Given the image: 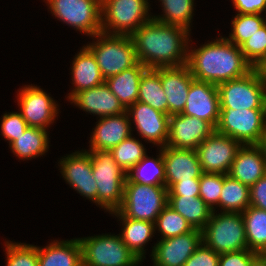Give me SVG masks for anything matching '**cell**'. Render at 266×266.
I'll return each instance as SVG.
<instances>
[{
    "mask_svg": "<svg viewBox=\"0 0 266 266\" xmlns=\"http://www.w3.org/2000/svg\"><path fill=\"white\" fill-rule=\"evenodd\" d=\"M137 101L168 114V102L161 83V68H147L143 72L139 83Z\"/></svg>",
    "mask_w": 266,
    "mask_h": 266,
    "instance_id": "cell-29",
    "label": "cell"
},
{
    "mask_svg": "<svg viewBox=\"0 0 266 266\" xmlns=\"http://www.w3.org/2000/svg\"><path fill=\"white\" fill-rule=\"evenodd\" d=\"M201 243L202 231L199 229L160 239L152 249L154 266H184Z\"/></svg>",
    "mask_w": 266,
    "mask_h": 266,
    "instance_id": "cell-14",
    "label": "cell"
},
{
    "mask_svg": "<svg viewBox=\"0 0 266 266\" xmlns=\"http://www.w3.org/2000/svg\"><path fill=\"white\" fill-rule=\"evenodd\" d=\"M38 266H83L79 239L56 240L45 248L38 247Z\"/></svg>",
    "mask_w": 266,
    "mask_h": 266,
    "instance_id": "cell-25",
    "label": "cell"
},
{
    "mask_svg": "<svg viewBox=\"0 0 266 266\" xmlns=\"http://www.w3.org/2000/svg\"><path fill=\"white\" fill-rule=\"evenodd\" d=\"M193 80L187 63L161 68V83L168 102V115L182 113Z\"/></svg>",
    "mask_w": 266,
    "mask_h": 266,
    "instance_id": "cell-20",
    "label": "cell"
},
{
    "mask_svg": "<svg viewBox=\"0 0 266 266\" xmlns=\"http://www.w3.org/2000/svg\"><path fill=\"white\" fill-rule=\"evenodd\" d=\"M129 117L141 136L150 143L163 148L167 144L169 115L162 113L150 105L136 101L127 110Z\"/></svg>",
    "mask_w": 266,
    "mask_h": 266,
    "instance_id": "cell-18",
    "label": "cell"
},
{
    "mask_svg": "<svg viewBox=\"0 0 266 266\" xmlns=\"http://www.w3.org/2000/svg\"><path fill=\"white\" fill-rule=\"evenodd\" d=\"M202 242L218 254L248 249L242 213L212 211Z\"/></svg>",
    "mask_w": 266,
    "mask_h": 266,
    "instance_id": "cell-5",
    "label": "cell"
},
{
    "mask_svg": "<svg viewBox=\"0 0 266 266\" xmlns=\"http://www.w3.org/2000/svg\"><path fill=\"white\" fill-rule=\"evenodd\" d=\"M6 242L7 266H38V246Z\"/></svg>",
    "mask_w": 266,
    "mask_h": 266,
    "instance_id": "cell-38",
    "label": "cell"
},
{
    "mask_svg": "<svg viewBox=\"0 0 266 266\" xmlns=\"http://www.w3.org/2000/svg\"><path fill=\"white\" fill-rule=\"evenodd\" d=\"M190 31L153 18L132 35L138 62L146 68L176 67L188 62Z\"/></svg>",
    "mask_w": 266,
    "mask_h": 266,
    "instance_id": "cell-1",
    "label": "cell"
},
{
    "mask_svg": "<svg viewBox=\"0 0 266 266\" xmlns=\"http://www.w3.org/2000/svg\"><path fill=\"white\" fill-rule=\"evenodd\" d=\"M160 149L157 159L148 157L146 154L142 160L127 172V178L131 182L142 185H165L163 148Z\"/></svg>",
    "mask_w": 266,
    "mask_h": 266,
    "instance_id": "cell-33",
    "label": "cell"
},
{
    "mask_svg": "<svg viewBox=\"0 0 266 266\" xmlns=\"http://www.w3.org/2000/svg\"><path fill=\"white\" fill-rule=\"evenodd\" d=\"M161 232V239L179 236L193 231L191 224L168 204L155 221V229Z\"/></svg>",
    "mask_w": 266,
    "mask_h": 266,
    "instance_id": "cell-35",
    "label": "cell"
},
{
    "mask_svg": "<svg viewBox=\"0 0 266 266\" xmlns=\"http://www.w3.org/2000/svg\"><path fill=\"white\" fill-rule=\"evenodd\" d=\"M98 121L89 141L91 142L89 150L110 151L132 135V120L127 111L114 116L102 117Z\"/></svg>",
    "mask_w": 266,
    "mask_h": 266,
    "instance_id": "cell-22",
    "label": "cell"
},
{
    "mask_svg": "<svg viewBox=\"0 0 266 266\" xmlns=\"http://www.w3.org/2000/svg\"><path fill=\"white\" fill-rule=\"evenodd\" d=\"M241 146L237 140L215 130L196 149L202 171L228 174Z\"/></svg>",
    "mask_w": 266,
    "mask_h": 266,
    "instance_id": "cell-12",
    "label": "cell"
},
{
    "mask_svg": "<svg viewBox=\"0 0 266 266\" xmlns=\"http://www.w3.org/2000/svg\"><path fill=\"white\" fill-rule=\"evenodd\" d=\"M215 130L242 145H257L266 131V109L220 108Z\"/></svg>",
    "mask_w": 266,
    "mask_h": 266,
    "instance_id": "cell-10",
    "label": "cell"
},
{
    "mask_svg": "<svg viewBox=\"0 0 266 266\" xmlns=\"http://www.w3.org/2000/svg\"><path fill=\"white\" fill-rule=\"evenodd\" d=\"M163 162L167 189L179 181L200 179L203 173L197 151L194 149L165 146L163 147Z\"/></svg>",
    "mask_w": 266,
    "mask_h": 266,
    "instance_id": "cell-19",
    "label": "cell"
},
{
    "mask_svg": "<svg viewBox=\"0 0 266 266\" xmlns=\"http://www.w3.org/2000/svg\"><path fill=\"white\" fill-rule=\"evenodd\" d=\"M187 64L194 79L214 85L243 77L253 69L240 47L222 36L189 50Z\"/></svg>",
    "mask_w": 266,
    "mask_h": 266,
    "instance_id": "cell-2",
    "label": "cell"
},
{
    "mask_svg": "<svg viewBox=\"0 0 266 266\" xmlns=\"http://www.w3.org/2000/svg\"><path fill=\"white\" fill-rule=\"evenodd\" d=\"M250 206L266 211V174L250 187Z\"/></svg>",
    "mask_w": 266,
    "mask_h": 266,
    "instance_id": "cell-45",
    "label": "cell"
},
{
    "mask_svg": "<svg viewBox=\"0 0 266 266\" xmlns=\"http://www.w3.org/2000/svg\"><path fill=\"white\" fill-rule=\"evenodd\" d=\"M250 266H266V256L258 253L252 260Z\"/></svg>",
    "mask_w": 266,
    "mask_h": 266,
    "instance_id": "cell-47",
    "label": "cell"
},
{
    "mask_svg": "<svg viewBox=\"0 0 266 266\" xmlns=\"http://www.w3.org/2000/svg\"><path fill=\"white\" fill-rule=\"evenodd\" d=\"M82 246L83 266H137L141 260L119 235L78 238Z\"/></svg>",
    "mask_w": 266,
    "mask_h": 266,
    "instance_id": "cell-8",
    "label": "cell"
},
{
    "mask_svg": "<svg viewBox=\"0 0 266 266\" xmlns=\"http://www.w3.org/2000/svg\"><path fill=\"white\" fill-rule=\"evenodd\" d=\"M51 13L92 38L102 32L101 0H46Z\"/></svg>",
    "mask_w": 266,
    "mask_h": 266,
    "instance_id": "cell-11",
    "label": "cell"
},
{
    "mask_svg": "<svg viewBox=\"0 0 266 266\" xmlns=\"http://www.w3.org/2000/svg\"><path fill=\"white\" fill-rule=\"evenodd\" d=\"M64 180L75 191L97 204V185L92 174V160L89 151H75L60 161Z\"/></svg>",
    "mask_w": 266,
    "mask_h": 266,
    "instance_id": "cell-16",
    "label": "cell"
},
{
    "mask_svg": "<svg viewBox=\"0 0 266 266\" xmlns=\"http://www.w3.org/2000/svg\"><path fill=\"white\" fill-rule=\"evenodd\" d=\"M27 122L18 112L5 113L1 120V133L9 141V145L21 134H24L27 128Z\"/></svg>",
    "mask_w": 266,
    "mask_h": 266,
    "instance_id": "cell-41",
    "label": "cell"
},
{
    "mask_svg": "<svg viewBox=\"0 0 266 266\" xmlns=\"http://www.w3.org/2000/svg\"><path fill=\"white\" fill-rule=\"evenodd\" d=\"M48 145V134L45 129L27 126L24 134L17 137L9 146L17 157L29 160L45 154Z\"/></svg>",
    "mask_w": 266,
    "mask_h": 266,
    "instance_id": "cell-30",
    "label": "cell"
},
{
    "mask_svg": "<svg viewBox=\"0 0 266 266\" xmlns=\"http://www.w3.org/2000/svg\"><path fill=\"white\" fill-rule=\"evenodd\" d=\"M240 49L246 61L253 68H257L266 59V23L249 37Z\"/></svg>",
    "mask_w": 266,
    "mask_h": 266,
    "instance_id": "cell-39",
    "label": "cell"
},
{
    "mask_svg": "<svg viewBox=\"0 0 266 266\" xmlns=\"http://www.w3.org/2000/svg\"><path fill=\"white\" fill-rule=\"evenodd\" d=\"M266 174V161L257 145H242L228 173L233 179L251 187Z\"/></svg>",
    "mask_w": 266,
    "mask_h": 266,
    "instance_id": "cell-23",
    "label": "cell"
},
{
    "mask_svg": "<svg viewBox=\"0 0 266 266\" xmlns=\"http://www.w3.org/2000/svg\"><path fill=\"white\" fill-rule=\"evenodd\" d=\"M257 254L249 249L223 253L219 256L218 266H250Z\"/></svg>",
    "mask_w": 266,
    "mask_h": 266,
    "instance_id": "cell-43",
    "label": "cell"
},
{
    "mask_svg": "<svg viewBox=\"0 0 266 266\" xmlns=\"http://www.w3.org/2000/svg\"><path fill=\"white\" fill-rule=\"evenodd\" d=\"M225 174L203 172L199 179V197L214 211L219 205Z\"/></svg>",
    "mask_w": 266,
    "mask_h": 266,
    "instance_id": "cell-40",
    "label": "cell"
},
{
    "mask_svg": "<svg viewBox=\"0 0 266 266\" xmlns=\"http://www.w3.org/2000/svg\"><path fill=\"white\" fill-rule=\"evenodd\" d=\"M70 101L82 110L98 115L99 118L126 112V109L105 82L99 86L75 93Z\"/></svg>",
    "mask_w": 266,
    "mask_h": 266,
    "instance_id": "cell-21",
    "label": "cell"
},
{
    "mask_svg": "<svg viewBox=\"0 0 266 266\" xmlns=\"http://www.w3.org/2000/svg\"><path fill=\"white\" fill-rule=\"evenodd\" d=\"M220 108L266 109V86L257 68L217 85Z\"/></svg>",
    "mask_w": 266,
    "mask_h": 266,
    "instance_id": "cell-9",
    "label": "cell"
},
{
    "mask_svg": "<svg viewBox=\"0 0 266 266\" xmlns=\"http://www.w3.org/2000/svg\"><path fill=\"white\" fill-rule=\"evenodd\" d=\"M248 249L264 254L266 252V211L254 206L242 212Z\"/></svg>",
    "mask_w": 266,
    "mask_h": 266,
    "instance_id": "cell-31",
    "label": "cell"
},
{
    "mask_svg": "<svg viewBox=\"0 0 266 266\" xmlns=\"http://www.w3.org/2000/svg\"><path fill=\"white\" fill-rule=\"evenodd\" d=\"M94 37L97 41L87 44L86 47L95 56L104 79L119 74L138 63L131 36L100 32Z\"/></svg>",
    "mask_w": 266,
    "mask_h": 266,
    "instance_id": "cell-4",
    "label": "cell"
},
{
    "mask_svg": "<svg viewBox=\"0 0 266 266\" xmlns=\"http://www.w3.org/2000/svg\"><path fill=\"white\" fill-rule=\"evenodd\" d=\"M147 68L138 62L135 66L105 79L111 92L127 110L138 100L139 83Z\"/></svg>",
    "mask_w": 266,
    "mask_h": 266,
    "instance_id": "cell-26",
    "label": "cell"
},
{
    "mask_svg": "<svg viewBox=\"0 0 266 266\" xmlns=\"http://www.w3.org/2000/svg\"><path fill=\"white\" fill-rule=\"evenodd\" d=\"M257 146L261 149L263 157L266 161V131L261 136L260 141L258 142Z\"/></svg>",
    "mask_w": 266,
    "mask_h": 266,
    "instance_id": "cell-48",
    "label": "cell"
},
{
    "mask_svg": "<svg viewBox=\"0 0 266 266\" xmlns=\"http://www.w3.org/2000/svg\"><path fill=\"white\" fill-rule=\"evenodd\" d=\"M163 7L162 16H153V19L168 25L182 27L190 31L193 18L194 0H160Z\"/></svg>",
    "mask_w": 266,
    "mask_h": 266,
    "instance_id": "cell-34",
    "label": "cell"
},
{
    "mask_svg": "<svg viewBox=\"0 0 266 266\" xmlns=\"http://www.w3.org/2000/svg\"><path fill=\"white\" fill-rule=\"evenodd\" d=\"M168 196H199V179L174 183L168 189Z\"/></svg>",
    "mask_w": 266,
    "mask_h": 266,
    "instance_id": "cell-44",
    "label": "cell"
},
{
    "mask_svg": "<svg viewBox=\"0 0 266 266\" xmlns=\"http://www.w3.org/2000/svg\"><path fill=\"white\" fill-rule=\"evenodd\" d=\"M232 3L240 14H261L266 11V0H232Z\"/></svg>",
    "mask_w": 266,
    "mask_h": 266,
    "instance_id": "cell-46",
    "label": "cell"
},
{
    "mask_svg": "<svg viewBox=\"0 0 266 266\" xmlns=\"http://www.w3.org/2000/svg\"><path fill=\"white\" fill-rule=\"evenodd\" d=\"M71 69L72 81L75 87L69 93L68 99L77 92L99 86L105 82L95 56L85 45L75 55Z\"/></svg>",
    "mask_w": 266,
    "mask_h": 266,
    "instance_id": "cell-24",
    "label": "cell"
},
{
    "mask_svg": "<svg viewBox=\"0 0 266 266\" xmlns=\"http://www.w3.org/2000/svg\"><path fill=\"white\" fill-rule=\"evenodd\" d=\"M167 201L168 189L165 185H142L126 178L124 199L118 210L127 218L155 223Z\"/></svg>",
    "mask_w": 266,
    "mask_h": 266,
    "instance_id": "cell-7",
    "label": "cell"
},
{
    "mask_svg": "<svg viewBox=\"0 0 266 266\" xmlns=\"http://www.w3.org/2000/svg\"><path fill=\"white\" fill-rule=\"evenodd\" d=\"M20 114L28 126L47 129L57 116L58 104L37 86L26 85L17 94Z\"/></svg>",
    "mask_w": 266,
    "mask_h": 266,
    "instance_id": "cell-13",
    "label": "cell"
},
{
    "mask_svg": "<svg viewBox=\"0 0 266 266\" xmlns=\"http://www.w3.org/2000/svg\"><path fill=\"white\" fill-rule=\"evenodd\" d=\"M114 160L126 172L130 171L146 155L143 144L132 135L110 150Z\"/></svg>",
    "mask_w": 266,
    "mask_h": 266,
    "instance_id": "cell-36",
    "label": "cell"
},
{
    "mask_svg": "<svg viewBox=\"0 0 266 266\" xmlns=\"http://www.w3.org/2000/svg\"><path fill=\"white\" fill-rule=\"evenodd\" d=\"M266 23L261 14H240L232 20V33L226 39L240 47L249 37Z\"/></svg>",
    "mask_w": 266,
    "mask_h": 266,
    "instance_id": "cell-37",
    "label": "cell"
},
{
    "mask_svg": "<svg viewBox=\"0 0 266 266\" xmlns=\"http://www.w3.org/2000/svg\"><path fill=\"white\" fill-rule=\"evenodd\" d=\"M89 152L92 174L97 185V204L110 213L116 211L123 203L127 172L117 164L110 151Z\"/></svg>",
    "mask_w": 266,
    "mask_h": 266,
    "instance_id": "cell-3",
    "label": "cell"
},
{
    "mask_svg": "<svg viewBox=\"0 0 266 266\" xmlns=\"http://www.w3.org/2000/svg\"><path fill=\"white\" fill-rule=\"evenodd\" d=\"M182 114L204 120L216 129L220 118L217 85L194 79Z\"/></svg>",
    "mask_w": 266,
    "mask_h": 266,
    "instance_id": "cell-17",
    "label": "cell"
},
{
    "mask_svg": "<svg viewBox=\"0 0 266 266\" xmlns=\"http://www.w3.org/2000/svg\"><path fill=\"white\" fill-rule=\"evenodd\" d=\"M167 204L183 216L194 229L202 230L212 209L199 196H168Z\"/></svg>",
    "mask_w": 266,
    "mask_h": 266,
    "instance_id": "cell-28",
    "label": "cell"
},
{
    "mask_svg": "<svg viewBox=\"0 0 266 266\" xmlns=\"http://www.w3.org/2000/svg\"><path fill=\"white\" fill-rule=\"evenodd\" d=\"M219 256L220 254L202 242L185 262L184 266H218Z\"/></svg>",
    "mask_w": 266,
    "mask_h": 266,
    "instance_id": "cell-42",
    "label": "cell"
},
{
    "mask_svg": "<svg viewBox=\"0 0 266 266\" xmlns=\"http://www.w3.org/2000/svg\"><path fill=\"white\" fill-rule=\"evenodd\" d=\"M249 206L250 187L225 174L219 207L223 212L242 213Z\"/></svg>",
    "mask_w": 266,
    "mask_h": 266,
    "instance_id": "cell-32",
    "label": "cell"
},
{
    "mask_svg": "<svg viewBox=\"0 0 266 266\" xmlns=\"http://www.w3.org/2000/svg\"><path fill=\"white\" fill-rule=\"evenodd\" d=\"M116 217L121 219L123 227L119 234L126 246L143 262L145 258V244L153 237L155 223L145 220H136L125 217L119 210L112 211Z\"/></svg>",
    "mask_w": 266,
    "mask_h": 266,
    "instance_id": "cell-27",
    "label": "cell"
},
{
    "mask_svg": "<svg viewBox=\"0 0 266 266\" xmlns=\"http://www.w3.org/2000/svg\"><path fill=\"white\" fill-rule=\"evenodd\" d=\"M166 146L194 149L209 137L215 129L206 121L182 113L169 115Z\"/></svg>",
    "mask_w": 266,
    "mask_h": 266,
    "instance_id": "cell-15",
    "label": "cell"
},
{
    "mask_svg": "<svg viewBox=\"0 0 266 266\" xmlns=\"http://www.w3.org/2000/svg\"><path fill=\"white\" fill-rule=\"evenodd\" d=\"M149 6L148 0H101L102 32L131 36L153 18Z\"/></svg>",
    "mask_w": 266,
    "mask_h": 266,
    "instance_id": "cell-6",
    "label": "cell"
},
{
    "mask_svg": "<svg viewBox=\"0 0 266 266\" xmlns=\"http://www.w3.org/2000/svg\"><path fill=\"white\" fill-rule=\"evenodd\" d=\"M257 69L262 77L263 83L266 86V59L257 67Z\"/></svg>",
    "mask_w": 266,
    "mask_h": 266,
    "instance_id": "cell-49",
    "label": "cell"
}]
</instances>
